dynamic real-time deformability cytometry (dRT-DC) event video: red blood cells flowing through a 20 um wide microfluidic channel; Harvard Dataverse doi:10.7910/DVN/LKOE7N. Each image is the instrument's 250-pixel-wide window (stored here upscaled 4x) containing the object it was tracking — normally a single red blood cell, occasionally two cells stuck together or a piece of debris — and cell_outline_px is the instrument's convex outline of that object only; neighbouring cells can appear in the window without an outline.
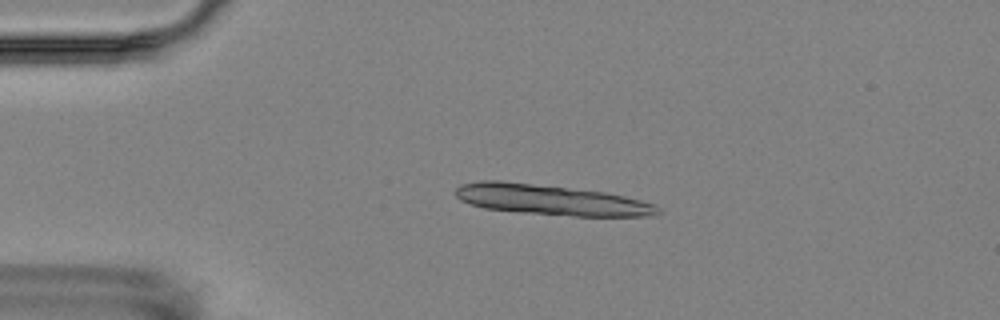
{"species": "Egyptian fruit bat (a non-hibernating species)", "species_latin": "Rousettus aegyptiacus", "temperature_condition": "room temperature", "stored_images_in_passage": 5, "camera_frame_rate_fps": 3000, "um_per_image_px": 0.085, "animal": {"sex": "female"}, "frame": {"image": 1, "passage_image": 3, "time_ms": 2.333, "image_size_px": [1000, 320], "cell_outline_px": [[660, 212], [652, 216], [572, 216], [520, 212], [484, 208], [460, 200], [456, 196], [456, 188], [460, 184], [480, 180], [500, 180], [604, 192], [624, 196], [656, 204], [660, 208]], "centroid_in_image_um": [46.83, 16.99], "position_along_channel_um": 38.2, "area_um2": 35.66}}